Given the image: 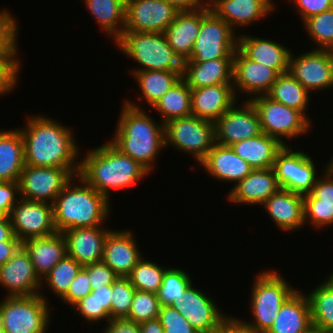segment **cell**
Masks as SVG:
<instances>
[{
  "label": "cell",
  "instance_id": "6125c7cd",
  "mask_svg": "<svg viewBox=\"0 0 333 333\" xmlns=\"http://www.w3.org/2000/svg\"><path fill=\"white\" fill-rule=\"evenodd\" d=\"M139 326L140 333H163L164 331V328L162 327L158 318L142 322L139 324Z\"/></svg>",
  "mask_w": 333,
  "mask_h": 333
},
{
  "label": "cell",
  "instance_id": "603a6c76",
  "mask_svg": "<svg viewBox=\"0 0 333 333\" xmlns=\"http://www.w3.org/2000/svg\"><path fill=\"white\" fill-rule=\"evenodd\" d=\"M280 189L273 168L255 169L230 188L228 202L237 205H262Z\"/></svg>",
  "mask_w": 333,
  "mask_h": 333
},
{
  "label": "cell",
  "instance_id": "7c38bea8",
  "mask_svg": "<svg viewBox=\"0 0 333 333\" xmlns=\"http://www.w3.org/2000/svg\"><path fill=\"white\" fill-rule=\"evenodd\" d=\"M289 58V73L310 93L333 89V50L311 49Z\"/></svg>",
  "mask_w": 333,
  "mask_h": 333
},
{
  "label": "cell",
  "instance_id": "44dd1931",
  "mask_svg": "<svg viewBox=\"0 0 333 333\" xmlns=\"http://www.w3.org/2000/svg\"><path fill=\"white\" fill-rule=\"evenodd\" d=\"M133 230L112 229L105 241L102 262L107 264L118 277H128L133 267L142 259Z\"/></svg>",
  "mask_w": 333,
  "mask_h": 333
},
{
  "label": "cell",
  "instance_id": "f5cc1de1",
  "mask_svg": "<svg viewBox=\"0 0 333 333\" xmlns=\"http://www.w3.org/2000/svg\"><path fill=\"white\" fill-rule=\"evenodd\" d=\"M82 268L88 273L92 290L112 285L118 278L115 272L102 261L83 266Z\"/></svg>",
  "mask_w": 333,
  "mask_h": 333
},
{
  "label": "cell",
  "instance_id": "277c9868",
  "mask_svg": "<svg viewBox=\"0 0 333 333\" xmlns=\"http://www.w3.org/2000/svg\"><path fill=\"white\" fill-rule=\"evenodd\" d=\"M109 200L81 176H73L52 204L56 230L64 232L73 228L104 225L111 213Z\"/></svg>",
  "mask_w": 333,
  "mask_h": 333
},
{
  "label": "cell",
  "instance_id": "8fae6325",
  "mask_svg": "<svg viewBox=\"0 0 333 333\" xmlns=\"http://www.w3.org/2000/svg\"><path fill=\"white\" fill-rule=\"evenodd\" d=\"M312 156L304 150L284 145L277 153L273 169L280 188L306 195L312 190L319 174Z\"/></svg>",
  "mask_w": 333,
  "mask_h": 333
},
{
  "label": "cell",
  "instance_id": "7dc6e473",
  "mask_svg": "<svg viewBox=\"0 0 333 333\" xmlns=\"http://www.w3.org/2000/svg\"><path fill=\"white\" fill-rule=\"evenodd\" d=\"M158 319L164 328L163 333H199L173 305H161Z\"/></svg>",
  "mask_w": 333,
  "mask_h": 333
},
{
  "label": "cell",
  "instance_id": "ba28073f",
  "mask_svg": "<svg viewBox=\"0 0 333 333\" xmlns=\"http://www.w3.org/2000/svg\"><path fill=\"white\" fill-rule=\"evenodd\" d=\"M250 101L259 115L262 132L283 145H288V140L304 137L313 128V123L301 111L274 101L267 95L256 96Z\"/></svg>",
  "mask_w": 333,
  "mask_h": 333
},
{
  "label": "cell",
  "instance_id": "003e7915",
  "mask_svg": "<svg viewBox=\"0 0 333 333\" xmlns=\"http://www.w3.org/2000/svg\"><path fill=\"white\" fill-rule=\"evenodd\" d=\"M0 330H3L2 300L0 301Z\"/></svg>",
  "mask_w": 333,
  "mask_h": 333
},
{
  "label": "cell",
  "instance_id": "f35d334b",
  "mask_svg": "<svg viewBox=\"0 0 333 333\" xmlns=\"http://www.w3.org/2000/svg\"><path fill=\"white\" fill-rule=\"evenodd\" d=\"M82 266L72 257L66 255L41 281V290L47 286L57 298L61 299L68 291L72 281ZM45 285V286H44Z\"/></svg>",
  "mask_w": 333,
  "mask_h": 333
},
{
  "label": "cell",
  "instance_id": "4dcf8cb0",
  "mask_svg": "<svg viewBox=\"0 0 333 333\" xmlns=\"http://www.w3.org/2000/svg\"><path fill=\"white\" fill-rule=\"evenodd\" d=\"M304 294L299 288L284 302L266 333H304L312 326L310 305Z\"/></svg>",
  "mask_w": 333,
  "mask_h": 333
},
{
  "label": "cell",
  "instance_id": "ac0fdd59",
  "mask_svg": "<svg viewBox=\"0 0 333 333\" xmlns=\"http://www.w3.org/2000/svg\"><path fill=\"white\" fill-rule=\"evenodd\" d=\"M278 75L274 69L247 58L238 48L234 53L232 85L236 98L239 93L248 97L247 100L266 95Z\"/></svg>",
  "mask_w": 333,
  "mask_h": 333
},
{
  "label": "cell",
  "instance_id": "11a10c76",
  "mask_svg": "<svg viewBox=\"0 0 333 333\" xmlns=\"http://www.w3.org/2000/svg\"><path fill=\"white\" fill-rule=\"evenodd\" d=\"M19 182L0 181V217L9 216L12 207L20 200Z\"/></svg>",
  "mask_w": 333,
  "mask_h": 333
},
{
  "label": "cell",
  "instance_id": "4fadbf2b",
  "mask_svg": "<svg viewBox=\"0 0 333 333\" xmlns=\"http://www.w3.org/2000/svg\"><path fill=\"white\" fill-rule=\"evenodd\" d=\"M75 176L67 168L25 165L19 178L20 198L53 204Z\"/></svg>",
  "mask_w": 333,
  "mask_h": 333
},
{
  "label": "cell",
  "instance_id": "f907efd6",
  "mask_svg": "<svg viewBox=\"0 0 333 333\" xmlns=\"http://www.w3.org/2000/svg\"><path fill=\"white\" fill-rule=\"evenodd\" d=\"M328 161L310 194L318 200V204L333 205V166L330 164V159Z\"/></svg>",
  "mask_w": 333,
  "mask_h": 333
},
{
  "label": "cell",
  "instance_id": "681fc988",
  "mask_svg": "<svg viewBox=\"0 0 333 333\" xmlns=\"http://www.w3.org/2000/svg\"><path fill=\"white\" fill-rule=\"evenodd\" d=\"M71 309L77 310L76 312L74 311V313L80 314L90 325L93 322L98 325V322L100 324V321L103 320L107 323L111 319L106 311H98V301L95 294L92 292L77 302Z\"/></svg>",
  "mask_w": 333,
  "mask_h": 333
},
{
  "label": "cell",
  "instance_id": "5b68a950",
  "mask_svg": "<svg viewBox=\"0 0 333 333\" xmlns=\"http://www.w3.org/2000/svg\"><path fill=\"white\" fill-rule=\"evenodd\" d=\"M296 290L278 270L258 272L254 276L249 301L253 320L238 321L252 331L266 333L273 325L281 306Z\"/></svg>",
  "mask_w": 333,
  "mask_h": 333
},
{
  "label": "cell",
  "instance_id": "f546056e",
  "mask_svg": "<svg viewBox=\"0 0 333 333\" xmlns=\"http://www.w3.org/2000/svg\"><path fill=\"white\" fill-rule=\"evenodd\" d=\"M207 10L180 11L163 32L168 44L183 62L191 56L200 31L201 16Z\"/></svg>",
  "mask_w": 333,
  "mask_h": 333
},
{
  "label": "cell",
  "instance_id": "b9f144b4",
  "mask_svg": "<svg viewBox=\"0 0 333 333\" xmlns=\"http://www.w3.org/2000/svg\"><path fill=\"white\" fill-rule=\"evenodd\" d=\"M302 24L309 40L316 46L313 49L333 50V7L310 17Z\"/></svg>",
  "mask_w": 333,
  "mask_h": 333
},
{
  "label": "cell",
  "instance_id": "8992f818",
  "mask_svg": "<svg viewBox=\"0 0 333 333\" xmlns=\"http://www.w3.org/2000/svg\"><path fill=\"white\" fill-rule=\"evenodd\" d=\"M113 44L139 64L130 72L183 71V61L168 44L164 33L124 31Z\"/></svg>",
  "mask_w": 333,
  "mask_h": 333
},
{
  "label": "cell",
  "instance_id": "7bdbcfd3",
  "mask_svg": "<svg viewBox=\"0 0 333 333\" xmlns=\"http://www.w3.org/2000/svg\"><path fill=\"white\" fill-rule=\"evenodd\" d=\"M18 25L7 8L0 10V59L18 58Z\"/></svg>",
  "mask_w": 333,
  "mask_h": 333
},
{
  "label": "cell",
  "instance_id": "7a4b0ae2",
  "mask_svg": "<svg viewBox=\"0 0 333 333\" xmlns=\"http://www.w3.org/2000/svg\"><path fill=\"white\" fill-rule=\"evenodd\" d=\"M140 106L125 99L114 135L108 141L151 174L159 153L165 149L164 124L160 120L157 123Z\"/></svg>",
  "mask_w": 333,
  "mask_h": 333
},
{
  "label": "cell",
  "instance_id": "bcb514c9",
  "mask_svg": "<svg viewBox=\"0 0 333 333\" xmlns=\"http://www.w3.org/2000/svg\"><path fill=\"white\" fill-rule=\"evenodd\" d=\"M304 222L317 230L333 226V205L318 204L310 193L304 195Z\"/></svg>",
  "mask_w": 333,
  "mask_h": 333
},
{
  "label": "cell",
  "instance_id": "816d5d0a",
  "mask_svg": "<svg viewBox=\"0 0 333 333\" xmlns=\"http://www.w3.org/2000/svg\"><path fill=\"white\" fill-rule=\"evenodd\" d=\"M92 292L88 273L81 268L72 281L67 293L61 298V302L72 308L77 302Z\"/></svg>",
  "mask_w": 333,
  "mask_h": 333
},
{
  "label": "cell",
  "instance_id": "a7ac6f4b",
  "mask_svg": "<svg viewBox=\"0 0 333 333\" xmlns=\"http://www.w3.org/2000/svg\"><path fill=\"white\" fill-rule=\"evenodd\" d=\"M328 276L326 277V280L333 286V272Z\"/></svg>",
  "mask_w": 333,
  "mask_h": 333
},
{
  "label": "cell",
  "instance_id": "c3c4849f",
  "mask_svg": "<svg viewBox=\"0 0 333 333\" xmlns=\"http://www.w3.org/2000/svg\"><path fill=\"white\" fill-rule=\"evenodd\" d=\"M21 67V61L18 58L0 59V97L16 89Z\"/></svg>",
  "mask_w": 333,
  "mask_h": 333
},
{
  "label": "cell",
  "instance_id": "91938a15",
  "mask_svg": "<svg viewBox=\"0 0 333 333\" xmlns=\"http://www.w3.org/2000/svg\"><path fill=\"white\" fill-rule=\"evenodd\" d=\"M21 246V241L0 242V266L5 264Z\"/></svg>",
  "mask_w": 333,
  "mask_h": 333
},
{
  "label": "cell",
  "instance_id": "74e56055",
  "mask_svg": "<svg viewBox=\"0 0 333 333\" xmlns=\"http://www.w3.org/2000/svg\"><path fill=\"white\" fill-rule=\"evenodd\" d=\"M306 296L310 305L312 325L333 333V286L325 279Z\"/></svg>",
  "mask_w": 333,
  "mask_h": 333
},
{
  "label": "cell",
  "instance_id": "89a4df30",
  "mask_svg": "<svg viewBox=\"0 0 333 333\" xmlns=\"http://www.w3.org/2000/svg\"><path fill=\"white\" fill-rule=\"evenodd\" d=\"M333 156V155H332ZM330 164L333 166V157L330 158Z\"/></svg>",
  "mask_w": 333,
  "mask_h": 333
},
{
  "label": "cell",
  "instance_id": "db71d44e",
  "mask_svg": "<svg viewBox=\"0 0 333 333\" xmlns=\"http://www.w3.org/2000/svg\"><path fill=\"white\" fill-rule=\"evenodd\" d=\"M293 2L295 11L300 15L302 23L312 16L318 15L333 7V0H289Z\"/></svg>",
  "mask_w": 333,
  "mask_h": 333
},
{
  "label": "cell",
  "instance_id": "60d3db41",
  "mask_svg": "<svg viewBox=\"0 0 333 333\" xmlns=\"http://www.w3.org/2000/svg\"><path fill=\"white\" fill-rule=\"evenodd\" d=\"M189 273L180 267H168L163 275L162 285L157 293L160 305L179 302L185 290L193 283Z\"/></svg>",
  "mask_w": 333,
  "mask_h": 333
},
{
  "label": "cell",
  "instance_id": "5bb4252c",
  "mask_svg": "<svg viewBox=\"0 0 333 333\" xmlns=\"http://www.w3.org/2000/svg\"><path fill=\"white\" fill-rule=\"evenodd\" d=\"M245 101V102H244ZM236 101L215 123V142L223 146L263 133L260 118L250 100Z\"/></svg>",
  "mask_w": 333,
  "mask_h": 333
},
{
  "label": "cell",
  "instance_id": "836d02e7",
  "mask_svg": "<svg viewBox=\"0 0 333 333\" xmlns=\"http://www.w3.org/2000/svg\"><path fill=\"white\" fill-rule=\"evenodd\" d=\"M86 10L94 17L113 43L124 32L126 21V0H83Z\"/></svg>",
  "mask_w": 333,
  "mask_h": 333
},
{
  "label": "cell",
  "instance_id": "d4e9b609",
  "mask_svg": "<svg viewBox=\"0 0 333 333\" xmlns=\"http://www.w3.org/2000/svg\"><path fill=\"white\" fill-rule=\"evenodd\" d=\"M237 48L249 59L274 69L278 74L289 71V58L292 50L271 39L240 34Z\"/></svg>",
  "mask_w": 333,
  "mask_h": 333
},
{
  "label": "cell",
  "instance_id": "9a60e30c",
  "mask_svg": "<svg viewBox=\"0 0 333 333\" xmlns=\"http://www.w3.org/2000/svg\"><path fill=\"white\" fill-rule=\"evenodd\" d=\"M14 235L21 241L57 232L53 205L20 198L9 214Z\"/></svg>",
  "mask_w": 333,
  "mask_h": 333
},
{
  "label": "cell",
  "instance_id": "d6986e66",
  "mask_svg": "<svg viewBox=\"0 0 333 333\" xmlns=\"http://www.w3.org/2000/svg\"><path fill=\"white\" fill-rule=\"evenodd\" d=\"M0 285L7 290L8 297L43 293L41 280L36 275L30 257L22 246L5 264L0 266Z\"/></svg>",
  "mask_w": 333,
  "mask_h": 333
},
{
  "label": "cell",
  "instance_id": "6da1fadb",
  "mask_svg": "<svg viewBox=\"0 0 333 333\" xmlns=\"http://www.w3.org/2000/svg\"><path fill=\"white\" fill-rule=\"evenodd\" d=\"M26 121L18 128L24 141L25 165L67 168L79 175L81 149L71 127L43 114H32Z\"/></svg>",
  "mask_w": 333,
  "mask_h": 333
},
{
  "label": "cell",
  "instance_id": "d6a6232c",
  "mask_svg": "<svg viewBox=\"0 0 333 333\" xmlns=\"http://www.w3.org/2000/svg\"><path fill=\"white\" fill-rule=\"evenodd\" d=\"M24 166V141L20 130L0 129V181H19Z\"/></svg>",
  "mask_w": 333,
  "mask_h": 333
},
{
  "label": "cell",
  "instance_id": "9f6ffc18",
  "mask_svg": "<svg viewBox=\"0 0 333 333\" xmlns=\"http://www.w3.org/2000/svg\"><path fill=\"white\" fill-rule=\"evenodd\" d=\"M105 325L103 333H140L139 323L127 318L110 319Z\"/></svg>",
  "mask_w": 333,
  "mask_h": 333
},
{
  "label": "cell",
  "instance_id": "484cf974",
  "mask_svg": "<svg viewBox=\"0 0 333 333\" xmlns=\"http://www.w3.org/2000/svg\"><path fill=\"white\" fill-rule=\"evenodd\" d=\"M239 98L232 84L191 89L192 115L215 123Z\"/></svg>",
  "mask_w": 333,
  "mask_h": 333
},
{
  "label": "cell",
  "instance_id": "6f0895ef",
  "mask_svg": "<svg viewBox=\"0 0 333 333\" xmlns=\"http://www.w3.org/2000/svg\"><path fill=\"white\" fill-rule=\"evenodd\" d=\"M92 293L95 294L98 301V311H106L111 318V297H112V285H106L93 289Z\"/></svg>",
  "mask_w": 333,
  "mask_h": 333
},
{
  "label": "cell",
  "instance_id": "94428289",
  "mask_svg": "<svg viewBox=\"0 0 333 333\" xmlns=\"http://www.w3.org/2000/svg\"><path fill=\"white\" fill-rule=\"evenodd\" d=\"M20 241L13 233L9 216L0 217V242Z\"/></svg>",
  "mask_w": 333,
  "mask_h": 333
},
{
  "label": "cell",
  "instance_id": "2e32d148",
  "mask_svg": "<svg viewBox=\"0 0 333 333\" xmlns=\"http://www.w3.org/2000/svg\"><path fill=\"white\" fill-rule=\"evenodd\" d=\"M179 12L164 0H126L124 31L163 33Z\"/></svg>",
  "mask_w": 333,
  "mask_h": 333
},
{
  "label": "cell",
  "instance_id": "9c48e42d",
  "mask_svg": "<svg viewBox=\"0 0 333 333\" xmlns=\"http://www.w3.org/2000/svg\"><path fill=\"white\" fill-rule=\"evenodd\" d=\"M165 147L174 146L190 154L198 164L215 145V126L208 120L194 115L173 119L164 124Z\"/></svg>",
  "mask_w": 333,
  "mask_h": 333
},
{
  "label": "cell",
  "instance_id": "e575fe53",
  "mask_svg": "<svg viewBox=\"0 0 333 333\" xmlns=\"http://www.w3.org/2000/svg\"><path fill=\"white\" fill-rule=\"evenodd\" d=\"M130 74L142 93L137 100L152 108L181 79L182 71L143 70Z\"/></svg>",
  "mask_w": 333,
  "mask_h": 333
},
{
  "label": "cell",
  "instance_id": "f1b7e54d",
  "mask_svg": "<svg viewBox=\"0 0 333 333\" xmlns=\"http://www.w3.org/2000/svg\"><path fill=\"white\" fill-rule=\"evenodd\" d=\"M233 59L224 57L204 62H183L181 78L190 89L233 84Z\"/></svg>",
  "mask_w": 333,
  "mask_h": 333
},
{
  "label": "cell",
  "instance_id": "680465c9",
  "mask_svg": "<svg viewBox=\"0 0 333 333\" xmlns=\"http://www.w3.org/2000/svg\"><path fill=\"white\" fill-rule=\"evenodd\" d=\"M179 11H198L209 9V0H164Z\"/></svg>",
  "mask_w": 333,
  "mask_h": 333
},
{
  "label": "cell",
  "instance_id": "ab89813d",
  "mask_svg": "<svg viewBox=\"0 0 333 333\" xmlns=\"http://www.w3.org/2000/svg\"><path fill=\"white\" fill-rule=\"evenodd\" d=\"M168 267L145 259V256L133 267L128 278L136 290L158 293L163 275Z\"/></svg>",
  "mask_w": 333,
  "mask_h": 333
},
{
  "label": "cell",
  "instance_id": "ffe728a7",
  "mask_svg": "<svg viewBox=\"0 0 333 333\" xmlns=\"http://www.w3.org/2000/svg\"><path fill=\"white\" fill-rule=\"evenodd\" d=\"M273 0H210V11L223 19L234 31L265 19L275 11ZM255 21V22H254Z\"/></svg>",
  "mask_w": 333,
  "mask_h": 333
},
{
  "label": "cell",
  "instance_id": "30bf717a",
  "mask_svg": "<svg viewBox=\"0 0 333 333\" xmlns=\"http://www.w3.org/2000/svg\"><path fill=\"white\" fill-rule=\"evenodd\" d=\"M238 34L208 9L201 16V27L191 56L184 62H204L224 57H234Z\"/></svg>",
  "mask_w": 333,
  "mask_h": 333
},
{
  "label": "cell",
  "instance_id": "d590c367",
  "mask_svg": "<svg viewBox=\"0 0 333 333\" xmlns=\"http://www.w3.org/2000/svg\"><path fill=\"white\" fill-rule=\"evenodd\" d=\"M274 101L301 111L310 121L308 111L312 94L306 90L289 71L279 74L270 91L266 94Z\"/></svg>",
  "mask_w": 333,
  "mask_h": 333
},
{
  "label": "cell",
  "instance_id": "8d00e7d4",
  "mask_svg": "<svg viewBox=\"0 0 333 333\" xmlns=\"http://www.w3.org/2000/svg\"><path fill=\"white\" fill-rule=\"evenodd\" d=\"M152 109L159 112L163 124L173 119L192 115L191 89L181 78L161 97Z\"/></svg>",
  "mask_w": 333,
  "mask_h": 333
},
{
  "label": "cell",
  "instance_id": "cb8c5ba5",
  "mask_svg": "<svg viewBox=\"0 0 333 333\" xmlns=\"http://www.w3.org/2000/svg\"><path fill=\"white\" fill-rule=\"evenodd\" d=\"M262 206L275 226L283 232L292 233L305 227L304 195L280 188Z\"/></svg>",
  "mask_w": 333,
  "mask_h": 333
},
{
  "label": "cell",
  "instance_id": "3957f363",
  "mask_svg": "<svg viewBox=\"0 0 333 333\" xmlns=\"http://www.w3.org/2000/svg\"><path fill=\"white\" fill-rule=\"evenodd\" d=\"M81 157V176L92 188L108 199L113 190H130L150 173L109 141L87 150ZM111 192V193H110Z\"/></svg>",
  "mask_w": 333,
  "mask_h": 333
},
{
  "label": "cell",
  "instance_id": "e7e4bbea",
  "mask_svg": "<svg viewBox=\"0 0 333 333\" xmlns=\"http://www.w3.org/2000/svg\"><path fill=\"white\" fill-rule=\"evenodd\" d=\"M233 333H257L243 326L239 321L238 317H233Z\"/></svg>",
  "mask_w": 333,
  "mask_h": 333
},
{
  "label": "cell",
  "instance_id": "03108f58",
  "mask_svg": "<svg viewBox=\"0 0 333 333\" xmlns=\"http://www.w3.org/2000/svg\"><path fill=\"white\" fill-rule=\"evenodd\" d=\"M304 333H329V332L324 331V330L320 329L319 327L312 325Z\"/></svg>",
  "mask_w": 333,
  "mask_h": 333
},
{
  "label": "cell",
  "instance_id": "e0dca14e",
  "mask_svg": "<svg viewBox=\"0 0 333 333\" xmlns=\"http://www.w3.org/2000/svg\"><path fill=\"white\" fill-rule=\"evenodd\" d=\"M193 285L185 290L182 299L173 306L199 333H209L220 327L231 315L224 314L213 297Z\"/></svg>",
  "mask_w": 333,
  "mask_h": 333
},
{
  "label": "cell",
  "instance_id": "1f68e13d",
  "mask_svg": "<svg viewBox=\"0 0 333 333\" xmlns=\"http://www.w3.org/2000/svg\"><path fill=\"white\" fill-rule=\"evenodd\" d=\"M283 146L276 138L261 133L256 137L237 142L230 147L255 170L273 168L276 155Z\"/></svg>",
  "mask_w": 333,
  "mask_h": 333
},
{
  "label": "cell",
  "instance_id": "7402d4cb",
  "mask_svg": "<svg viewBox=\"0 0 333 333\" xmlns=\"http://www.w3.org/2000/svg\"><path fill=\"white\" fill-rule=\"evenodd\" d=\"M105 225L79 227L62 232L66 241L67 255L75 259L82 267L101 262L104 241L111 231Z\"/></svg>",
  "mask_w": 333,
  "mask_h": 333
},
{
  "label": "cell",
  "instance_id": "be15d7a7",
  "mask_svg": "<svg viewBox=\"0 0 333 333\" xmlns=\"http://www.w3.org/2000/svg\"><path fill=\"white\" fill-rule=\"evenodd\" d=\"M209 333H233V316L227 319L220 327Z\"/></svg>",
  "mask_w": 333,
  "mask_h": 333
},
{
  "label": "cell",
  "instance_id": "4316f807",
  "mask_svg": "<svg viewBox=\"0 0 333 333\" xmlns=\"http://www.w3.org/2000/svg\"><path fill=\"white\" fill-rule=\"evenodd\" d=\"M198 167H203L202 169L213 178L215 177L225 183L231 182L234 185L254 170L230 146H223L218 143H215Z\"/></svg>",
  "mask_w": 333,
  "mask_h": 333
},
{
  "label": "cell",
  "instance_id": "f6af8a7d",
  "mask_svg": "<svg viewBox=\"0 0 333 333\" xmlns=\"http://www.w3.org/2000/svg\"><path fill=\"white\" fill-rule=\"evenodd\" d=\"M136 289L130 283L128 277H118L112 284L111 319L126 318Z\"/></svg>",
  "mask_w": 333,
  "mask_h": 333
},
{
  "label": "cell",
  "instance_id": "ee69618b",
  "mask_svg": "<svg viewBox=\"0 0 333 333\" xmlns=\"http://www.w3.org/2000/svg\"><path fill=\"white\" fill-rule=\"evenodd\" d=\"M160 301L153 292L136 290L127 319L136 323L157 319L159 317Z\"/></svg>",
  "mask_w": 333,
  "mask_h": 333
},
{
  "label": "cell",
  "instance_id": "52a82bcc",
  "mask_svg": "<svg viewBox=\"0 0 333 333\" xmlns=\"http://www.w3.org/2000/svg\"><path fill=\"white\" fill-rule=\"evenodd\" d=\"M47 296H5L2 299L3 331L5 333H48L51 324Z\"/></svg>",
  "mask_w": 333,
  "mask_h": 333
},
{
  "label": "cell",
  "instance_id": "83f0119b",
  "mask_svg": "<svg viewBox=\"0 0 333 333\" xmlns=\"http://www.w3.org/2000/svg\"><path fill=\"white\" fill-rule=\"evenodd\" d=\"M21 246L28 253L41 281L67 255L64 235L58 231L49 236L29 238L21 242Z\"/></svg>",
  "mask_w": 333,
  "mask_h": 333
}]
</instances>
